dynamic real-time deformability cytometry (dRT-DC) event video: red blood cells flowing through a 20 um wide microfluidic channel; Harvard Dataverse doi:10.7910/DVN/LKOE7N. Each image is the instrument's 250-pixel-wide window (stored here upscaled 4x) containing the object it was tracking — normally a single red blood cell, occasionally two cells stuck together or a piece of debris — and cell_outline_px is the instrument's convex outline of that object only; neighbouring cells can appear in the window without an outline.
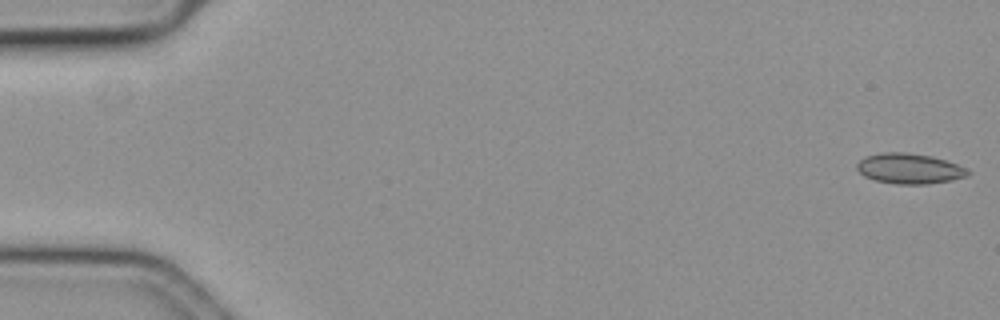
{"species": "common noctule bat (a hibernating species)", "species_latin": "Nyctalus noctula", "temperature_condition": "cold", "stored_images_in_passage": 58, "camera_frame_rate_fps": 3000, "um_per_image_px": 0.085, "animal": {"sex": "female", "body_mass_g": 19.3, "forearm_length_mm": 54.1}, "frame": {"image": 1, "passage_image": 1, "time_ms": 0.0, "image_size_px": [1000, 320], "cell_outline_px": [[972, 172], [968, 176], [948, 180], [924, 184], [896, 184], [876, 180], [864, 176], [856, 168], [856, 164], [864, 156], [884, 152], [904, 152], [932, 156], [968, 168]], "centroid_in_image_um": [77.29, 14.32], "position_along_channel_um": 7.7, "area_um2": 19.54}}
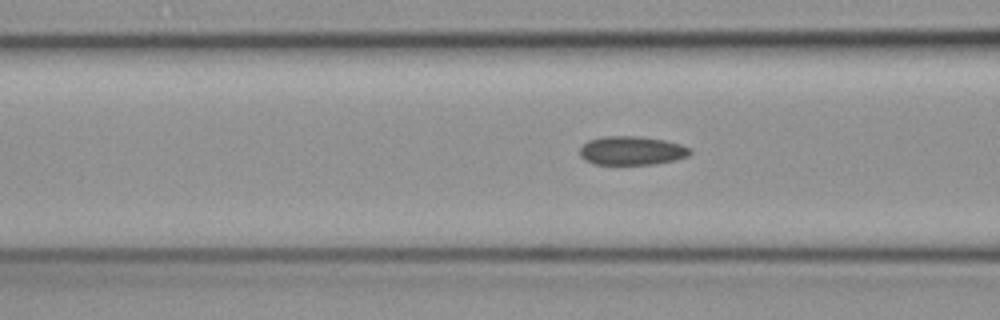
{"frame": {"image": 2, "passage_image": 23, "time_ms": 7.333, "image_size_px": [1000, 320], "cell_outline_px": [[692, 152], [688, 156], [676, 160], [656, 164], [592, 164], [584, 160], [580, 156], [580, 148], [588, 140], [604, 136], [640, 136], [664, 140], [680, 144], [692, 148]], "centroid_in_image_um": [53.71, 12.8], "position_along_channel_um": 112.9, "area_um2": 18.67}}
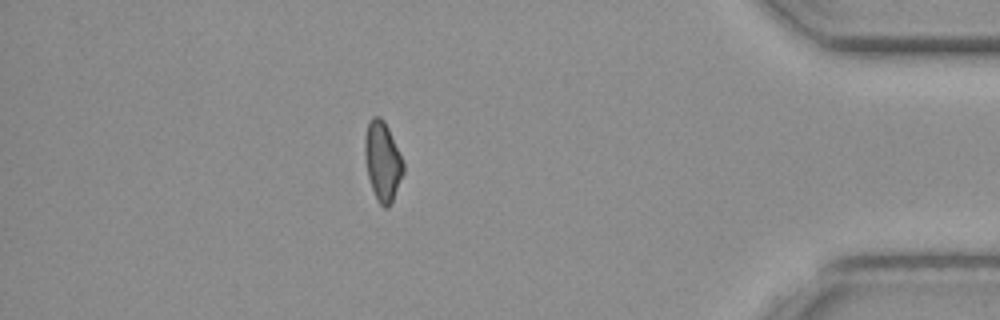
{"frame": {"image": 3, "passage_image": 51, "time_ms": 16.667, "image_size_px": [1000, 320], "cell_outline_px": [[404, 172], [392, 200], [388, 208], [384, 208], [376, 200], [368, 176], [364, 156], [364, 136], [368, 120], [372, 116], [380, 116], [384, 120], [388, 128], [404, 164]], "centroid_in_image_um": [32.49, 13.68], "position_along_channel_um": 402.7, "area_um2": 17.8}, "authors_computed_cell_mechanics": {"area_um2": 18.4382, "velocity_mm_per_s": 3.5754, "shape_relaxation_time_tau1_ms": null, "shape_relaxation_time_tau2_ms": 7.832, "deformation_change_tau1": null, "deformation_change_tau2": 0.1354}}